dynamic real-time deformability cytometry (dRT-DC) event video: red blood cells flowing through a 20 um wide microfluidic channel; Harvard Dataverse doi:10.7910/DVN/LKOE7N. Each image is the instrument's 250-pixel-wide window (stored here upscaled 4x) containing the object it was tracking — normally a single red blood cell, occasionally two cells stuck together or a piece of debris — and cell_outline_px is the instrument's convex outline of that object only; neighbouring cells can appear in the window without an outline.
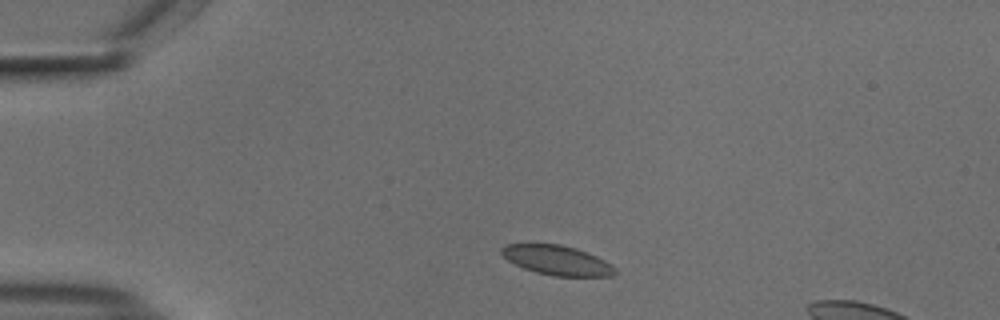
{"species": "common noctule bat (a hibernating species)", "species_latin": "Nyctalus noctula", "temperature_condition": "cold", "stored_images_in_passage": 41, "camera_frame_rate_fps": 3000, "um_per_image_px": 0.085, "animal": {"sex": "male", "body_mass_g": 18.8}, "frame": {"image": 1, "passage_image": 1, "time_ms": 0.0, "image_size_px": [1000, 320], "cell_outline_px": [[616, 272], [612, 276], [552, 276], [536, 272], [524, 268], [508, 260], [500, 252], [500, 248], [504, 244], [560, 244], [576, 248], [596, 256], [612, 264], [616, 268]], "centroid_in_image_um": [47.35, 22.12], "position_along_channel_um": 37.6, "area_um2": 19.54}}
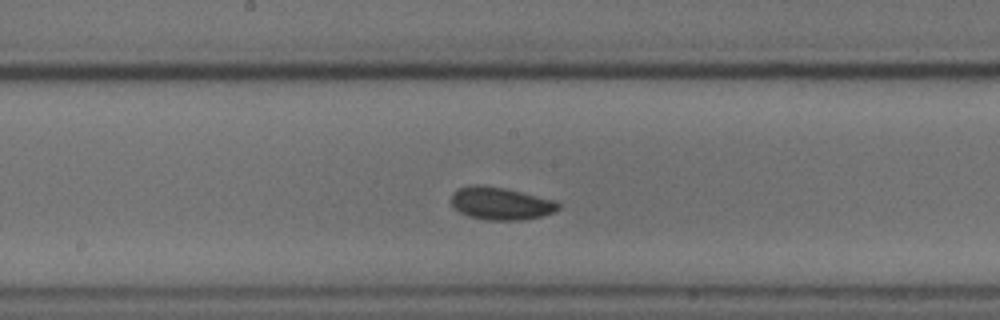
{"frame": {"image": 2, "passage_image": 18, "time_ms": 5.667, "image_size_px": [1000, 320], "cell_outline_px": [[560, 208], [556, 212], [540, 216], [520, 220], [488, 220], [468, 216], [460, 212], [452, 204], [452, 192], [456, 188], [472, 184], [480, 184], [508, 188], [556, 200], [560, 204]], "centroid_in_image_um": [42.58, 17.27], "position_along_channel_um": 205.6, "area_um2": 20.69}}
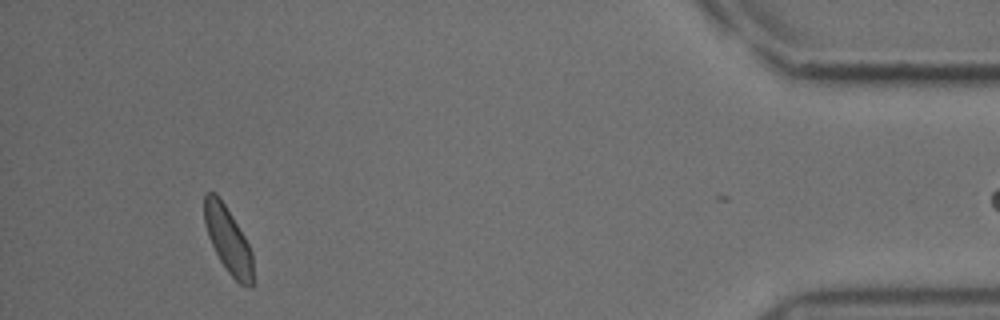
{"frame": {"image": 3, "passage_image": 40, "time_ms": 13.0, "image_size_px": [1000, 320], "cell_outline_px": [[252, 288], [248, 288], [240, 284], [228, 272], [220, 260], [208, 236], [204, 224], [204, 192], [216, 192], [232, 216], [244, 236], [252, 252]], "centroid_in_image_um": [19.37, 20.38], "position_along_channel_um": 415.8, "area_um2": 18.55}, "authors_computed_cell_mechanics": {"area_um2": 19.4786, "velocity_mm_per_s": 3.6898, "shape_relaxation_time_tau1_ms": 4.4508, "shape_relaxation_time_tau2_ms": null, "deformation_change_tau1": 0.0733, "deformation_change_tau2": null}}